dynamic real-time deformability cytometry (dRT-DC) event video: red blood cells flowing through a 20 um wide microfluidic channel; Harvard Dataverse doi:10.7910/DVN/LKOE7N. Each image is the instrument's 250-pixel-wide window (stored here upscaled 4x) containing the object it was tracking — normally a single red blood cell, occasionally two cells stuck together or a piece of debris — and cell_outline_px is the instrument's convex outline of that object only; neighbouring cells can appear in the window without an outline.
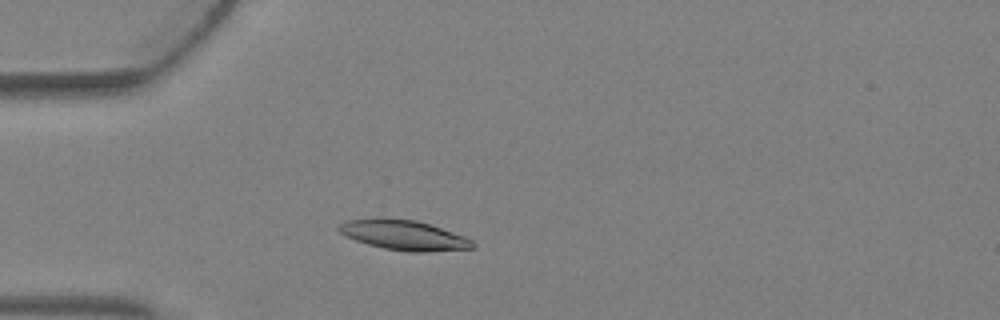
{"species": "Egyptian fruit bat (a non-hibernating species)", "species_latin": "Rousettus aegyptiacus", "temperature_condition": "warm", "stored_images_in_passage": 2, "camera_frame_rate_fps": 3000, "um_per_image_px": 0.085, "animal": {"sex": "female"}, "frame": {"image": 1, "passage_image": 2, "time_ms": 0.333, "image_size_px": [1000, 320], "cell_outline_px": [[476, 244], [472, 248], [424, 252], [412, 252], [384, 248], [368, 244], [344, 236], [336, 228], [340, 224], [348, 220], [380, 216], [416, 220], [432, 224], [464, 236], [472, 240]], "centroid_in_image_um": [34.3, 19.95], "position_along_channel_um": 50.7, "area_um2": 23.64}}